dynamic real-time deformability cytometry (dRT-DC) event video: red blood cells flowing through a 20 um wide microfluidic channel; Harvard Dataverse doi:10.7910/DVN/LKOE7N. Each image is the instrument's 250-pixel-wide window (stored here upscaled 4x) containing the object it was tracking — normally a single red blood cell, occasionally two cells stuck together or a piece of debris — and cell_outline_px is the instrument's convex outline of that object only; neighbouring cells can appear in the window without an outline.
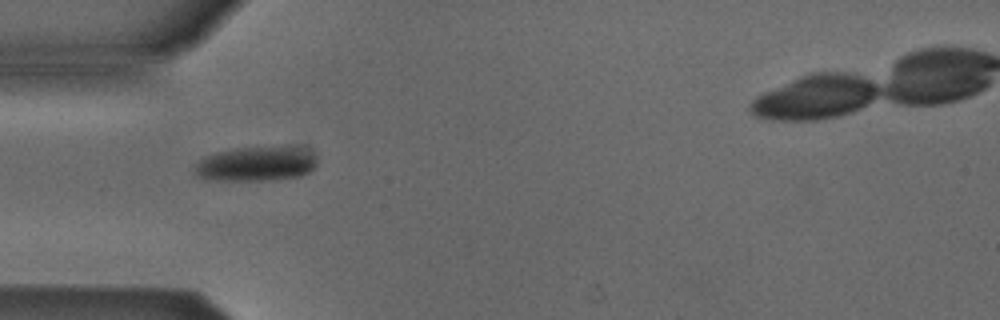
{"species": "Egyptian fruit bat (a non-hibernating species)", "species_latin": "Rousettus aegyptiacus", "temperature_condition": "cold", "stored_images_in_passage": 37, "camera_frame_rate_fps": 3000, "um_per_image_px": 0.085, "animal": {"sex": "male"}, "frame": {"image": 1, "passage_image": 1, "time_ms": 0.0, "image_size_px": [1000, 320], "cell_outline_px": [[316, 164], [308, 172], [300, 176], [276, 180], [204, 180], [196, 176], [192, 172], [196, 164], [204, 156], [216, 152], [232, 148], [304, 148], [312, 152], [316, 156]], "centroid_in_image_um": [21.7, 13.95], "position_along_channel_um": 63.3, "area_um2": 24.68}}
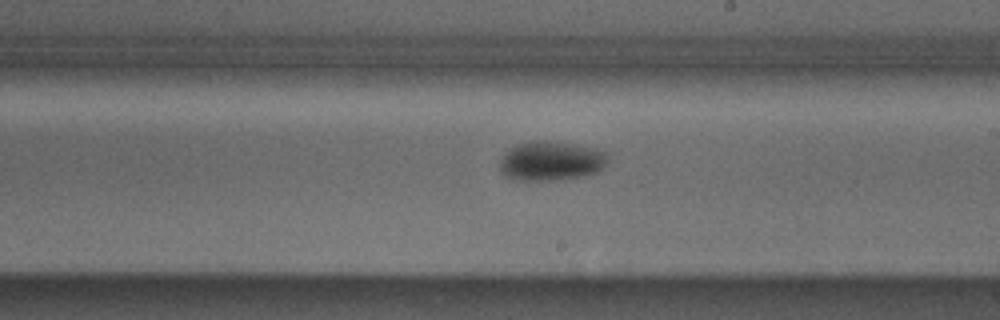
{"frame": {"image": 2, "passage_image": 15, "time_ms": 4.667, "image_size_px": [1000, 320], "cell_outline_px": [[608, 164], [604, 168], [596, 172], [584, 176], [564, 180], [512, 180], [504, 176], [500, 172], [500, 160], [504, 152], [508, 148], [516, 144], [532, 140], [544, 140], [572, 144], [596, 148], [604, 152], [608, 156]], "centroid_in_image_um": [46.81, 13.69], "position_along_channel_um": 242.2, "area_um2": 25.37}}
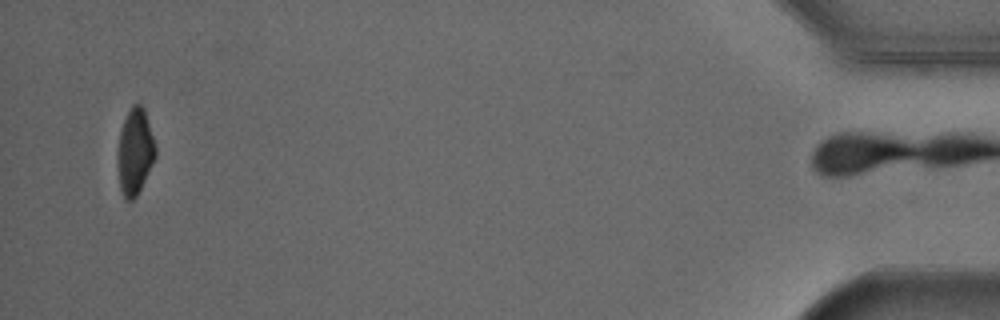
{"frame": {"image": 3, "passage_image": 36, "time_ms": 11.667, "image_size_px": [1000, 320], "cell_outline_px": [[156, 156], [136, 196], [132, 200], [124, 200], [120, 188], [116, 164], [120, 128], [128, 108], [132, 104], [140, 104], [144, 108], [156, 148]], "centroid_in_image_um": [11.43, 12.87], "position_along_channel_um": 423.8, "area_um2": 19.13}, "authors_computed_cell_mechanics": {"area_um2": 23.2934, "velocity_mm_per_s": 3.8622, "shape_relaxation_time_tau1_ms": 2.16, "shape_relaxation_time_tau2_ms": null, "deformation_change_tau1": 0.115, "deformation_change_tau2": null}}